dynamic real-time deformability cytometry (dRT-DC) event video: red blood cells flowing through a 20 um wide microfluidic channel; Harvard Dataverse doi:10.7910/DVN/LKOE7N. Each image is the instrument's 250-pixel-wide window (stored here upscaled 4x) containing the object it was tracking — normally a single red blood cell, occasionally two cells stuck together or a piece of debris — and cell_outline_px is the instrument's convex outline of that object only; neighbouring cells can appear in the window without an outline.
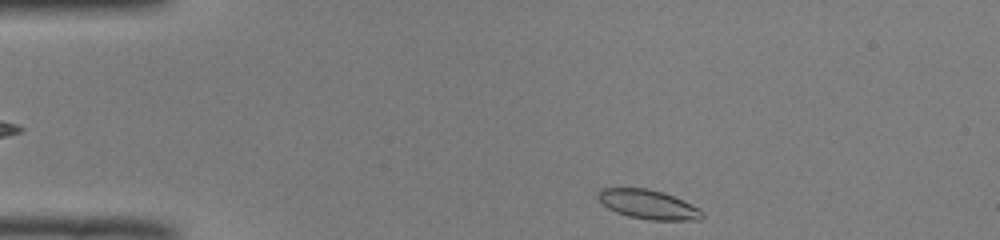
{"species": "common noctule bat (a hibernating species)", "species_latin": "Nyctalus noctula", "temperature_condition": "room temperature", "stored_images_in_passage": 44, "segment_of_instrument_passage": [1, 2], "camera_frame_rate_fps": 3000, "um_per_image_px": 0.085, "animal": {"sex": "male", "body_mass_g": 19.0, "forearm_length_mm": 50.8}, "frame": {"image": 1, "passage_image": 1, "time_ms": 0.0, "image_size_px": [1000, 240], "cell_outline_px": [[704, 216], [700, 220], [648, 220], [628, 216], [616, 212], [600, 204], [596, 196], [596, 192], [600, 188], [644, 188], [660, 192], [672, 196], [700, 208], [704, 212]], "centroid_in_image_um": [55.05, 17.39], "position_along_channel_um": 29.9, "area_um2": 17.86}}
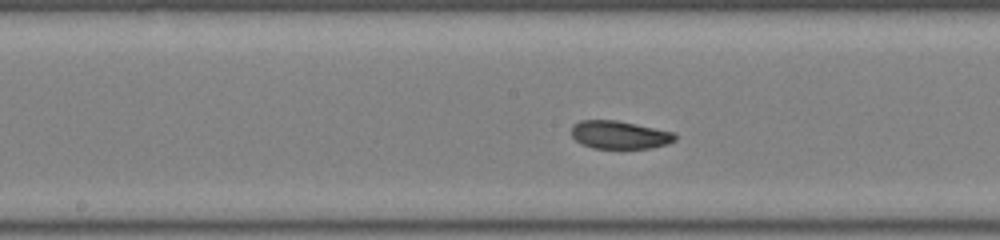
{"frame": {"image": 2, "passage_image": 18, "time_ms": 5.667, "image_size_px": [1000, 240], "cell_outline_px": [[676, 140], [668, 144], [652, 148], [592, 148], [576, 140], [572, 136], [572, 124], [580, 120], [616, 120], [636, 124], [672, 132], [676, 136]], "centroid_in_image_um": [52.65, 11.46], "position_along_channel_um": 195.5, "area_um2": 16.82}}
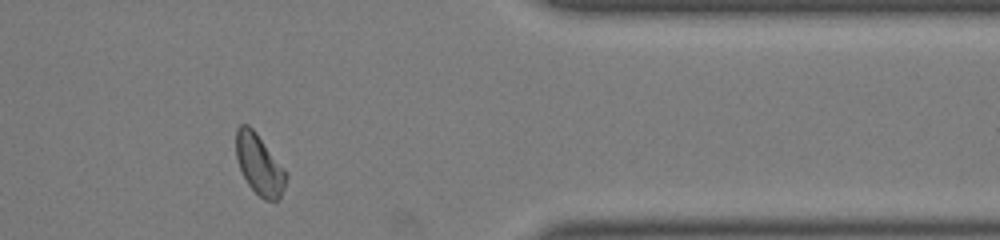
{"frame": {"image": 3, "passage_image": 34, "time_ms": 11.0, "image_size_px": [1000, 240], "cell_outline_px": [[288, 176], [284, 188], [280, 196], [276, 200], [264, 200], [248, 184], [240, 168], [236, 156], [236, 128], [240, 124], [248, 124], [256, 132], [288, 172]], "centroid_in_image_um": [22.06, 13.96], "position_along_channel_um": 389.3, "area_um2": 17.57}}